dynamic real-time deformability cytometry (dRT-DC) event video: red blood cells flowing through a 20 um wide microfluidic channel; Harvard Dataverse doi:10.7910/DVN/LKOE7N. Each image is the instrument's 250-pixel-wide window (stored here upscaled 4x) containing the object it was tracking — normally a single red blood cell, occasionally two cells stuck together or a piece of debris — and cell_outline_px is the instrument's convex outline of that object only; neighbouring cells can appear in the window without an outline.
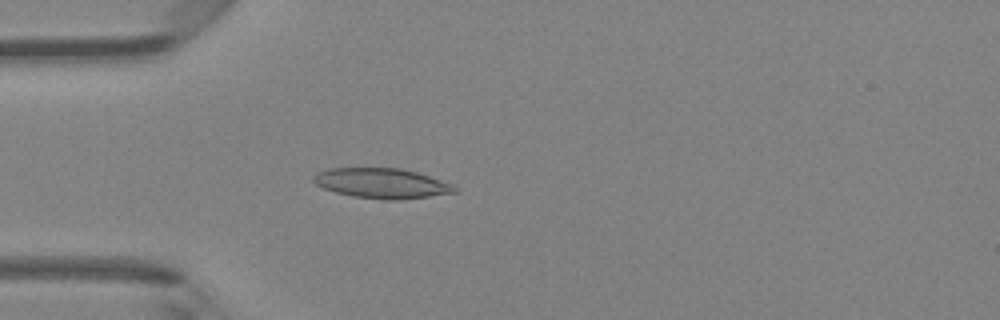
{"species": "Egyptian fruit bat (a non-hibernating species)", "species_latin": "Rousettus aegyptiacus", "temperature_condition": "room temperature", "stored_images_in_passage": 43, "camera_frame_rate_fps": 3000, "um_per_image_px": 0.085, "animal": {"sex": "female"}, "frame": {"image": 1, "passage_image": 14, "time_ms": 4.333, "image_size_px": [1000, 320], "cell_outline_px": [[456, 192], [400, 200], [384, 200], [352, 196], [336, 192], [324, 188], [316, 184], [312, 180], [312, 176], [316, 172], [328, 168], [400, 168], [416, 172], [452, 184], [456, 188]], "centroid_in_image_um": [32.39, 15.58], "position_along_channel_um": 52.6, "area_um2": 24.62}}
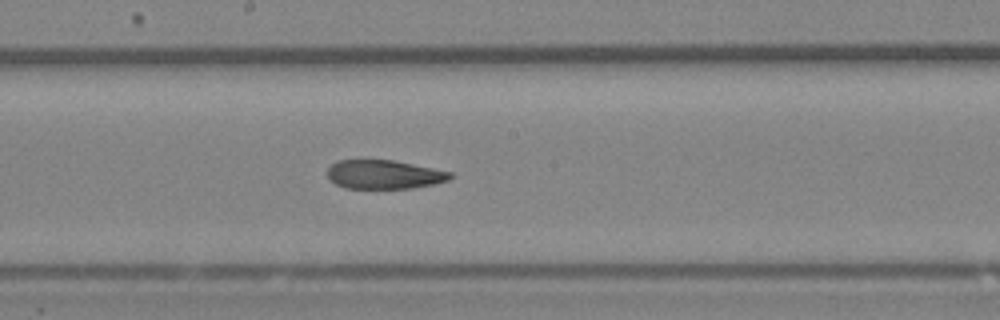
{"frame": {"image": 2, "passage_image": 26, "time_ms": 8.333, "image_size_px": [1000, 320], "cell_outline_px": [[452, 176], [448, 180], [432, 184], [412, 188], [344, 188], [336, 184], [328, 176], [328, 168], [332, 164], [340, 160], [392, 160], [452, 172]], "centroid_in_image_um": [32.64, 14.83], "position_along_channel_um": 215.6, "area_um2": 20.35}}
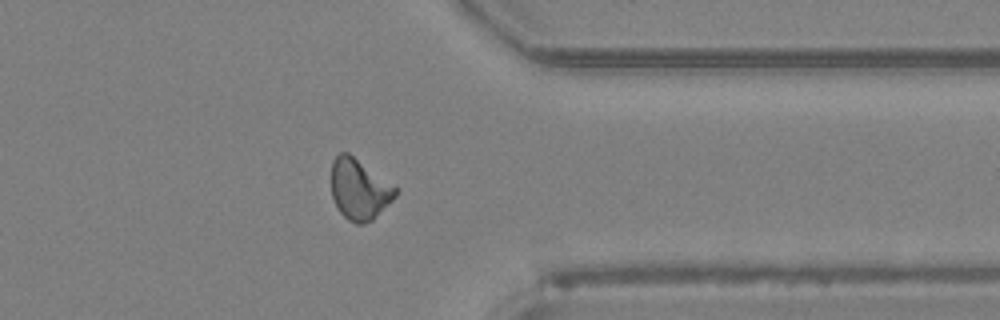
{"frame": {"image": 3, "passage_image": 38, "time_ms": 12.333, "image_size_px": [1000, 320], "cell_outline_px": [[400, 188], [396, 196], [372, 220], [364, 224], [356, 224], [348, 220], [340, 212], [332, 196], [332, 160], [340, 152], [348, 152]], "centroid_in_image_um": [30.57, 16.08], "position_along_channel_um": 380.8, "area_um2": 22.83}, "authors_computed_cell_mechanics": {"area_um2": 22.831, "velocity_mm_per_s": 4.3096, "shape_relaxation_time_tau1_ms": 10.3177, "shape_relaxation_time_tau2_ms": 5.7284, "deformation_change_tau1": 0.2216, "deformation_change_tau2": 0.1257}}